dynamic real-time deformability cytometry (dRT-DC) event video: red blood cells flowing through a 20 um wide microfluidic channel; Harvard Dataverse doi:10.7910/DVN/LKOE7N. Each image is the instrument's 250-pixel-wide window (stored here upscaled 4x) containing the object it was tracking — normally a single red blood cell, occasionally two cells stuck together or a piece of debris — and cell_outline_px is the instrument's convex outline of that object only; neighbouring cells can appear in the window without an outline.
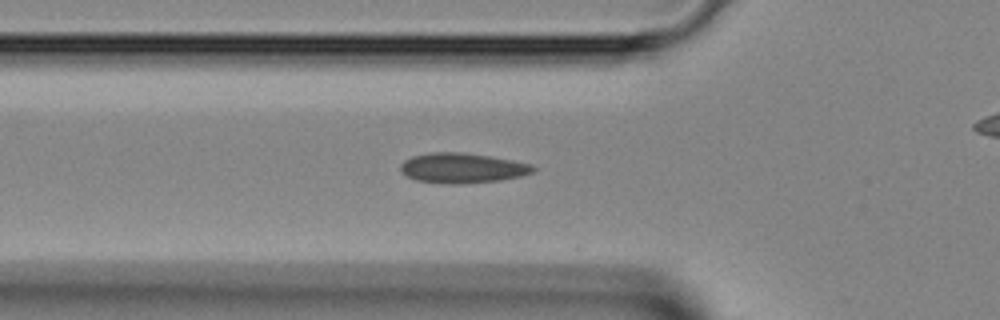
{"species": "Egyptian fruit bat (a non-hibernating species)", "species_latin": "Rousettus aegyptiacus", "temperature_condition": "room temperature", "stored_images_in_passage": 33, "camera_frame_rate_fps": 3000, "um_per_image_px": 0.085, "animal": {"sex": "female"}, "frame": {"image": 1, "passage_image": 3, "time_ms": 0.667, "image_size_px": [1000, 320], "cell_outline_px": [[536, 172], [520, 176], [500, 180], [464, 184], [448, 184], [416, 180], [400, 172], [400, 164], [404, 160], [412, 156], [432, 152], [460, 152], [488, 156], [512, 160], [532, 164], [536, 168]], "centroid_in_image_um": [39.3, 14.29], "position_along_channel_um": 86.5, "area_um2": 23.29}}
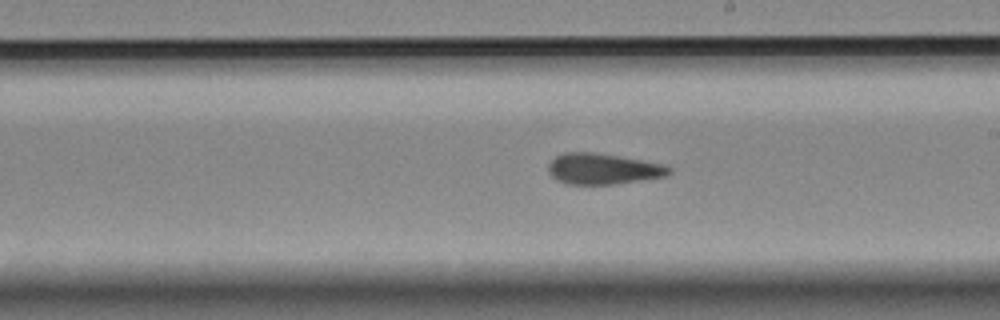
{"frame": {"image": 2, "passage_image": 13, "time_ms": 4.0, "image_size_px": [1000, 320], "cell_outline_px": [[672, 172], [668, 176], [616, 184], [568, 184], [556, 180], [548, 172], [548, 164], [556, 156], [564, 152], [592, 152], [664, 164], [672, 168]], "centroid_in_image_um": [51.26, 14.36], "position_along_channel_um": 237.7, "area_um2": 21.73}}
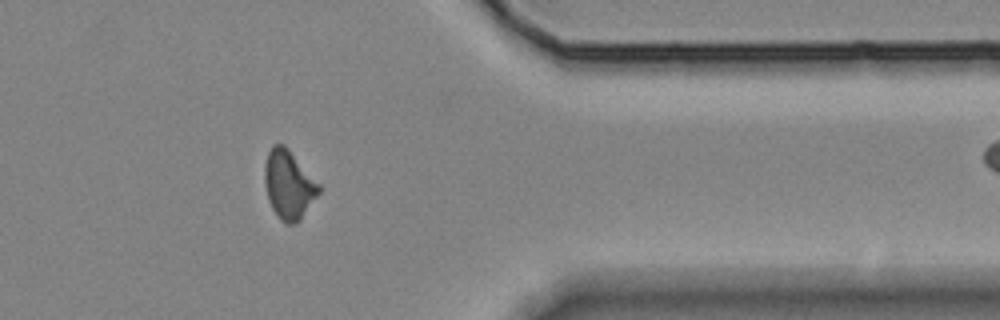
{"frame": {"image": 3, "passage_image": 24, "time_ms": 7.667, "image_size_px": [1000, 320], "cell_outline_px": [[320, 192], [300, 220], [296, 224], [288, 224], [280, 220], [272, 208], [268, 200], [264, 184], [264, 168], [268, 152], [272, 144], [284, 144], [288, 148], [320, 184]], "centroid_in_image_um": [24.53, 15.7], "position_along_channel_um": 386.9, "area_um2": 21.79}}